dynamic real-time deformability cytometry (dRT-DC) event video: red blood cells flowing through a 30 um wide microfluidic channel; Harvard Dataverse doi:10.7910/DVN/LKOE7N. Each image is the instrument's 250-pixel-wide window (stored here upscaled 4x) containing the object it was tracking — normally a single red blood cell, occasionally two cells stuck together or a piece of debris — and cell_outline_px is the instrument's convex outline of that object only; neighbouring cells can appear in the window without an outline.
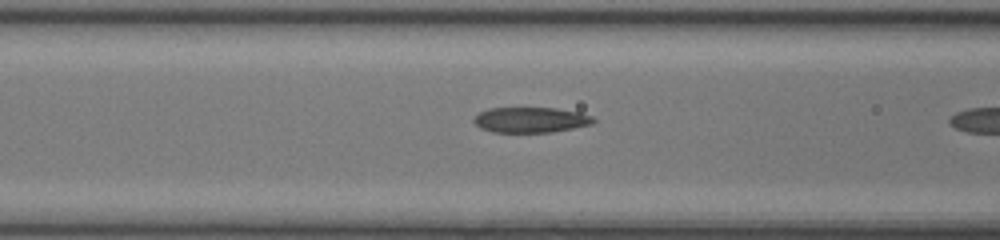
{"species": "common noctule bat (a hibernating species)", "species_latin": "Nyctalus noctula", "temperature_condition": "room temperature", "stored_images_in_passage": 7, "camera_frame_rate_fps": 3000, "um_per_image_px": 0.085, "animal": {"sex": "female", "body_mass_g": 17.0, "forearm_length_mm": 48.0}, "frame": {"image": 1, "passage_image": 6, "time_ms": 1.667, "image_size_px": [1000, 240], "cell_outline_px": [[596, 120], [592, 124], [552, 132], [492, 132], [480, 128], [472, 120], [480, 112], [488, 108], [556, 108], [580, 112], [592, 116]], "centroid_in_image_um": [45.11, 10.19], "position_along_channel_um": 121.5, "area_um2": 17.69}}